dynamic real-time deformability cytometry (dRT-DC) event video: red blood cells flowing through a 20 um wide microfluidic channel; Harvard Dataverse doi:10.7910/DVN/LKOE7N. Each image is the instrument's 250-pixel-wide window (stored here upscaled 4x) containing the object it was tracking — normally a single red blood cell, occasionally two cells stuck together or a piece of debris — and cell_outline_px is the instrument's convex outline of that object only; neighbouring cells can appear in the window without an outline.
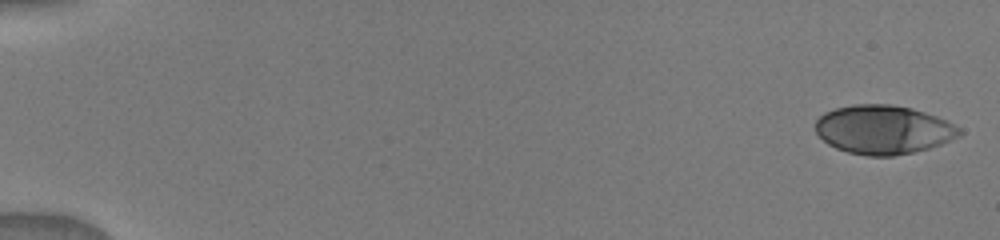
{"species": "human", "species_latin": "Homo sapiens", "temperature_condition": "warm", "stored_images_in_passage": 9, "camera_frame_rate_fps": 3000, "um_per_image_px": 0.085, "donor": {"sex": "male"}, "frame": {"image": 1, "passage_image": 1, "time_ms": 0.0, "image_size_px": [1000, 240], "cell_outline_px": [[964, 132], [960, 136], [940, 144], [928, 148], [912, 152], [892, 156], [868, 156], [848, 152], [836, 148], [828, 144], [816, 132], [816, 120], [824, 112], [836, 108], [852, 104], [892, 104], [912, 108], [936, 116], [960, 128]], "centroid_in_image_um": [75.07, 11.01], "position_along_channel_um": 9.9, "area_um2": 40.86}}
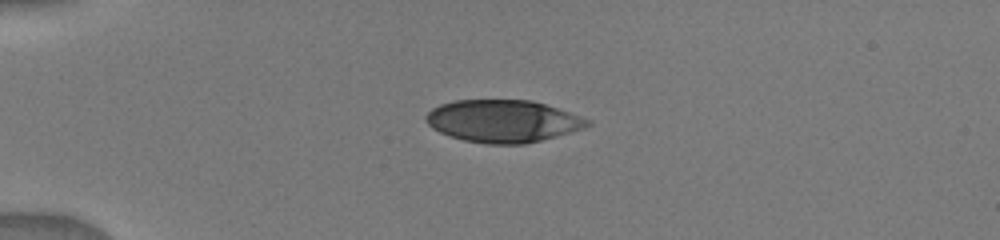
{"frame": {"image": 2, "passage_image": 6, "time_ms": 4.0, "image_size_px": [1000, 240], "cell_outline_px": [[592, 124], [584, 128], [556, 136], [524, 144], [484, 144], [464, 140], [448, 136], [432, 128], [424, 120], [424, 116], [432, 108], [440, 104], [456, 100], [532, 100], [568, 112], [588, 120]], "centroid_in_image_um": [42.68, 10.3], "position_along_channel_um": 42.3, "area_um2": 39.71}}
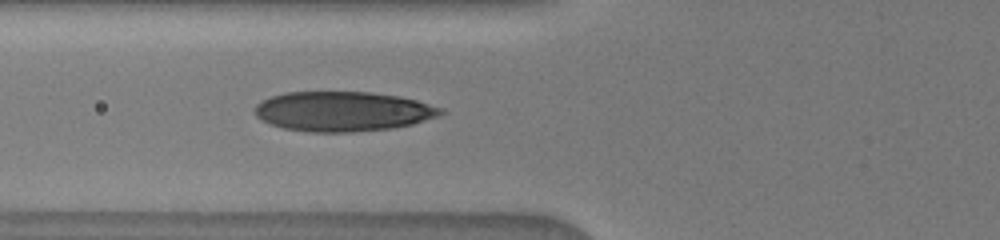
{"frame": {"image": 3, "passage_image": 9, "time_ms": 6.333, "image_size_px": [1000, 240], "cell_outline_px": [[444, 112], [440, 116], [412, 124], [392, 128], [352, 132], [312, 132], [284, 128], [260, 120], [256, 116], [252, 108], [260, 100], [284, 92], [368, 92], [396, 96], [416, 100], [444, 108]], "centroid_in_image_um": [29.11, 9.47], "position_along_channel_um": 96.7, "area_um2": 43.23}}